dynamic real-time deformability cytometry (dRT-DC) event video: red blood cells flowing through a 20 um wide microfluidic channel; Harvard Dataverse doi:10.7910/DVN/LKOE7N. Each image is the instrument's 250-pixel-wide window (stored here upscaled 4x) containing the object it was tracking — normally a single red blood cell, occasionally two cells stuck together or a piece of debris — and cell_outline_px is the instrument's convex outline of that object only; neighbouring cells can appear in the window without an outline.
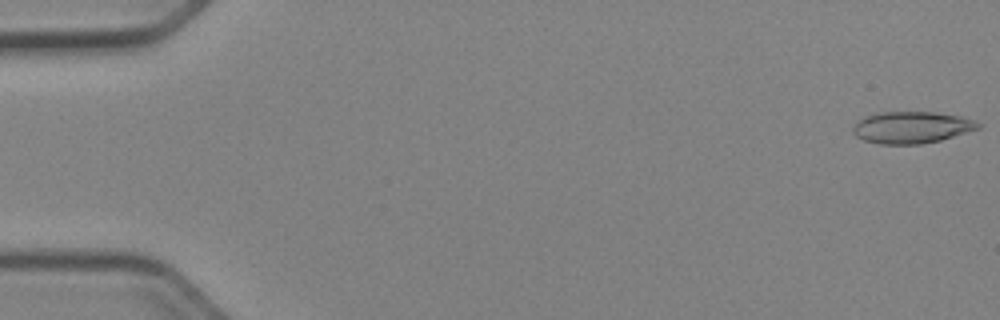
{"species": "Egyptian fruit bat (a non-hibernating species)", "species_latin": "Rousettus aegyptiacus", "temperature_condition": "cold", "stored_images_in_passage": 52, "camera_frame_rate_fps": 3000, "um_per_image_px": 0.085, "animal": {"sex": "female"}, "frame": {"image": 1, "passage_image": 1, "time_ms": 0.0, "image_size_px": [1000, 320], "cell_outline_px": [[980, 128], [940, 140], [920, 144], [880, 144], [864, 140], [856, 136], [852, 132], [852, 128], [864, 116], [876, 112], [936, 112], [960, 116], [976, 120], [980, 124]], "centroid_in_image_um": [77.48, 10.82], "position_along_channel_um": 7.5, "area_um2": 23.18}}
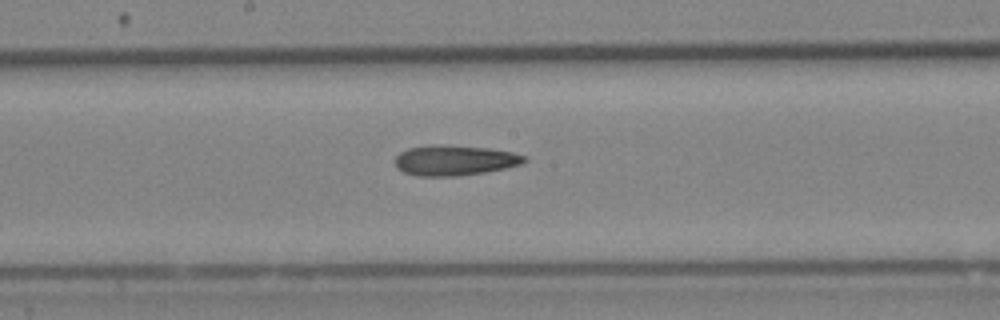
{"frame": {"image": 2, "passage_image": 28, "time_ms": 9.0, "image_size_px": [1000, 320], "cell_outline_px": [[528, 160], [520, 164], [504, 168], [484, 172], [456, 176], [420, 176], [404, 172], [396, 168], [396, 156], [400, 152], [408, 148], [488, 148], [512, 152], [524, 156]], "centroid_in_image_um": [38.66, 13.69], "position_along_channel_um": 209.5, "area_um2": 21.44}}
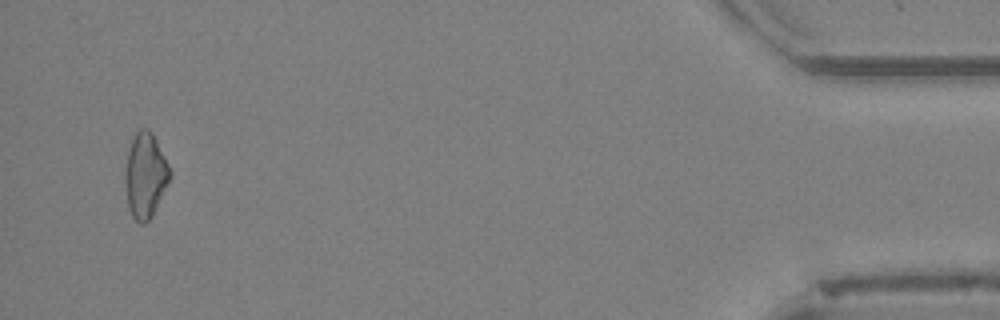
{"frame": {"image": 3, "passage_image": 50, "time_ms": 16.333, "image_size_px": [1000, 320], "cell_outline_px": [[172, 176], [152, 216], [144, 224], [140, 224], [132, 216], [128, 208], [124, 180], [124, 172], [128, 152], [132, 140], [136, 132], [140, 128], [148, 128], [152, 132], [172, 172]], "centroid_in_image_um": [12.35, 14.92], "position_along_channel_um": 422.9, "area_um2": 22.25}}